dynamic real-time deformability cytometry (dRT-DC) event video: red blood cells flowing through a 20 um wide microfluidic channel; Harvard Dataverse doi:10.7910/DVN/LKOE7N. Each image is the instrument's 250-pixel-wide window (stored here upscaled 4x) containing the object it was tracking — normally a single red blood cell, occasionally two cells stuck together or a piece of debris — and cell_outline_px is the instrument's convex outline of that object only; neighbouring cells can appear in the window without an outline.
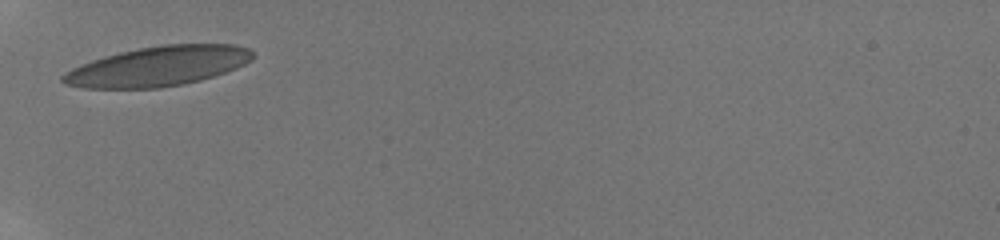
{"species": "human", "species_latin": "Homo sapiens", "temperature_condition": "room temperature", "stored_images_in_passage": 4, "camera_frame_rate_fps": 3000, "um_per_image_px": 0.085, "donor": {"sex": "male"}, "frame": {"image": 1, "passage_image": 1, "time_ms": 0.0, "image_size_px": [1000, 240], "cell_outline_px": [[256, 56], [252, 60], [236, 68], [200, 80], [184, 84], [160, 88], [84, 88], [64, 84], [60, 80], [60, 76], [64, 72], [72, 68], [92, 60], [104, 56], [120, 52], [140, 48], [164, 44], [236, 44], [248, 48], [256, 52]], "centroid_in_image_um": [13.45, 5.63], "position_along_channel_um": 71.6, "area_um2": 44.16}}
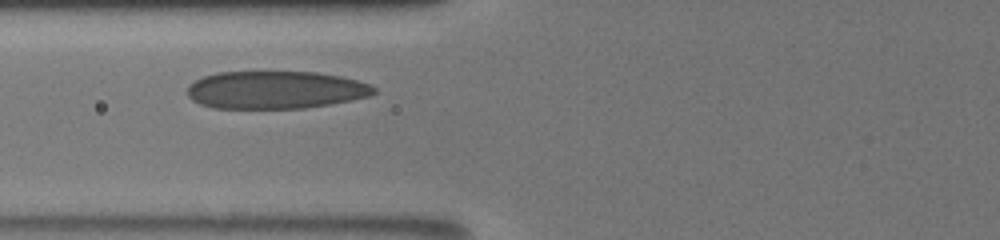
{"frame": {"image": 2, "passage_image": 2, "time_ms": 1.0, "image_size_px": [1000, 240], "cell_outline_px": [[376, 92], [368, 96], [352, 100], [304, 108], [216, 108], [200, 104], [192, 100], [188, 96], [188, 84], [204, 76], [216, 72], [316, 72], [340, 76], [356, 80], [368, 84], [376, 88]], "centroid_in_image_um": [23.39, 7.64], "position_along_channel_um": 102.4, "area_um2": 40.86}}
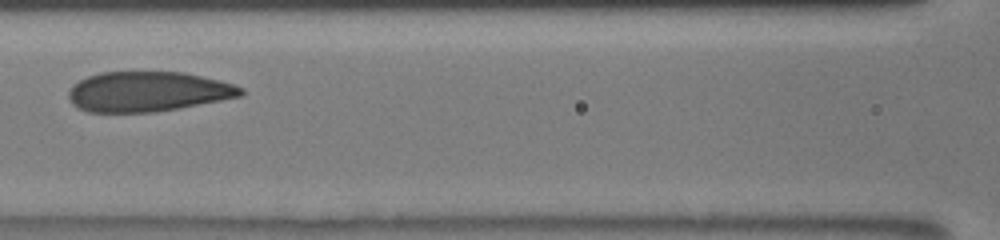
{"frame": {"image": 3, "passage_image": 3, "time_ms": 2.333, "image_size_px": [1000, 240], "cell_outline_px": [[244, 96], [156, 112], [88, 112], [72, 104], [68, 96], [68, 92], [72, 84], [88, 76], [100, 72], [184, 72], [220, 80], [244, 88]], "centroid_in_image_um": [12.57, 7.78], "position_along_channel_um": 154.0, "area_um2": 40.29}}